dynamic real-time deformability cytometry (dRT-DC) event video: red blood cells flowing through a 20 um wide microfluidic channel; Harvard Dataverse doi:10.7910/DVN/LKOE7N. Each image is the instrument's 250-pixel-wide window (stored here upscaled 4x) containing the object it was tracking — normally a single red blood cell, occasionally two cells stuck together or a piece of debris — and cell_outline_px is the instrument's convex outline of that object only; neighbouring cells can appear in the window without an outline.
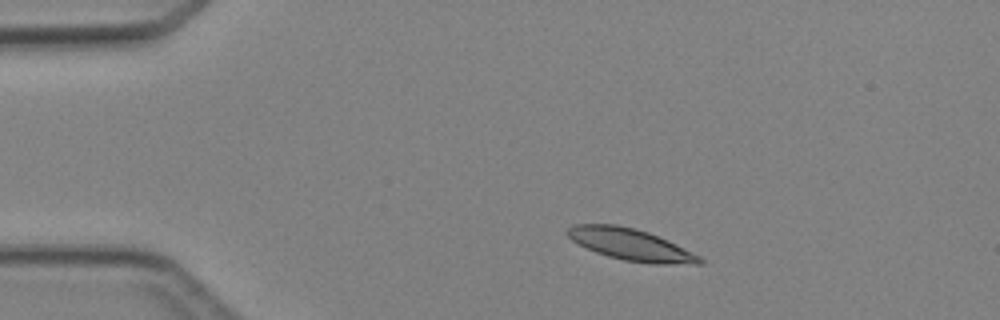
{"species": "Egyptian fruit bat (a non-hibernating species)", "species_latin": "Rousettus aegyptiacus", "temperature_condition": "cold", "stored_images_in_passage": 2, "camera_frame_rate_fps": 3000, "um_per_image_px": 0.085, "animal": {"sex": "female"}, "frame": {"image": 1, "passage_image": 1, "time_ms": 0.0, "image_size_px": [1000, 320], "cell_outline_px": [[704, 264], [656, 264], [624, 260], [608, 256], [596, 252], [572, 240], [564, 232], [572, 224], [616, 224], [636, 228], [648, 232], [668, 240], [700, 256], [704, 260]], "centroid_in_image_um": [53.62, 20.78], "position_along_channel_um": 31.4, "area_um2": 24.39}}